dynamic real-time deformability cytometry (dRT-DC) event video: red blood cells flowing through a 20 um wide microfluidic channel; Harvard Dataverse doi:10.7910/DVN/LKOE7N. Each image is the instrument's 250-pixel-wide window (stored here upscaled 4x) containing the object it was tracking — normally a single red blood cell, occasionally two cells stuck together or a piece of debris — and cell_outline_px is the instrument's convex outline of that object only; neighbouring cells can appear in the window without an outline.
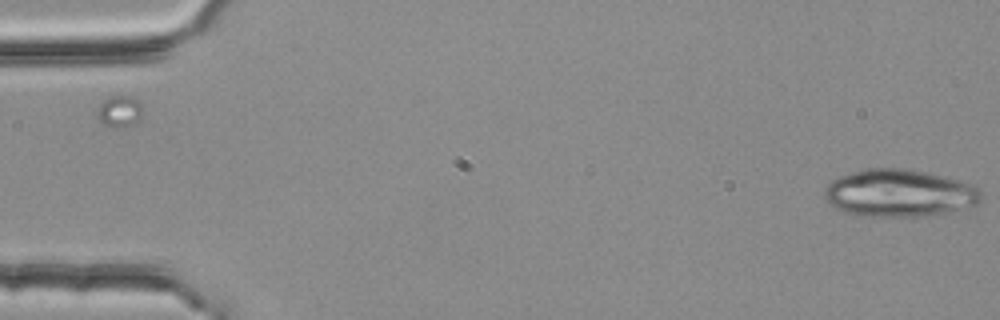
{"species": "common noctule bat (a hibernating species)", "species_latin": "Nyctalus noctula", "temperature_condition": "room temperature", "stored_images_in_passage": 4, "camera_frame_rate_fps": 3000, "um_per_image_px": 0.085, "animal": {"sex": "female", "body_mass_g": 25.1}, "frame": {"image": 1, "passage_image": 1, "time_ms": 0.0, "image_size_px": [1000, 320], "cell_outline_px": [[984, 196], [976, 204], [944, 212], [924, 216], [864, 216], [844, 212], [836, 208], [824, 196], [824, 188], [832, 180], [840, 176], [852, 172], [868, 168], [904, 168], [924, 172], [956, 180], [980, 188]], "centroid_in_image_um": [76.4, 16.41], "position_along_channel_um": 8.6, "area_um2": 42.71}}